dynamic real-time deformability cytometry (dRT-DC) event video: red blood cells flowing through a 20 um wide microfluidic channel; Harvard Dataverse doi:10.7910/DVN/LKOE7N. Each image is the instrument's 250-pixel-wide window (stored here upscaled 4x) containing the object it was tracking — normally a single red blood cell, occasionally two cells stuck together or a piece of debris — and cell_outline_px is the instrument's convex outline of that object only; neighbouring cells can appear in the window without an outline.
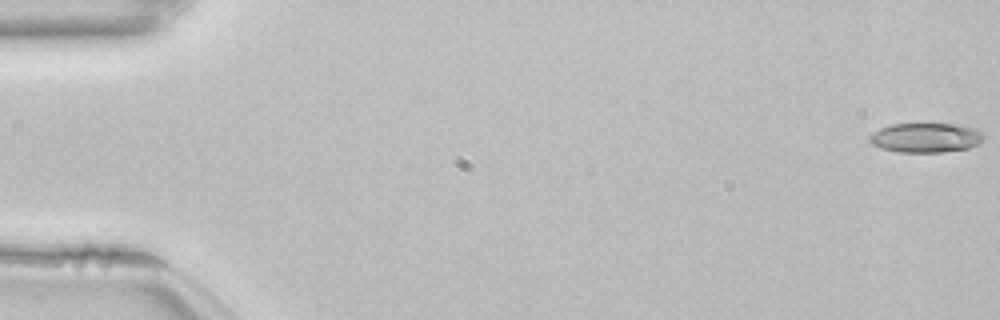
{"species": "common noctule bat (a hibernating species)", "species_latin": "Nyctalus noctula", "temperature_condition": "room temperature", "stored_images_in_passage": 54, "camera_frame_rate_fps": 3000, "um_per_image_px": 0.085, "animal": {"sex": "female", "body_mass_g": 22.7, "forearm_length_mm": 54.2}, "frame": {"image": 1, "passage_image": 1, "time_ms": 0.0, "image_size_px": [1000, 320], "cell_outline_px": [[984, 140], [980, 144], [968, 148], [944, 152], [900, 152], [880, 148], [872, 144], [868, 140], [868, 136], [872, 132], [880, 128], [892, 124], [952, 124], [976, 128], [984, 132]], "centroid_in_image_um": [78.71, 11.7], "position_along_channel_um": 6.3, "area_um2": 19.88}}
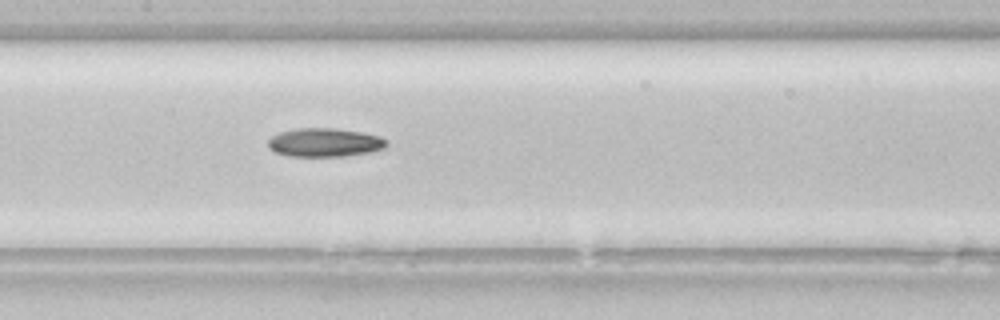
{"frame": {"image": 2, "passage_image": 27, "time_ms": 8.667, "image_size_px": [1000, 320], "cell_outline_px": [[388, 144], [384, 148], [368, 152], [344, 156], [288, 156], [276, 152], [268, 148], [268, 140], [272, 136], [280, 132], [296, 128], [336, 128], [360, 132], [380, 136]], "centroid_in_image_um": [27.56, 12.1], "position_along_channel_um": 179.8, "area_um2": 19.65}}
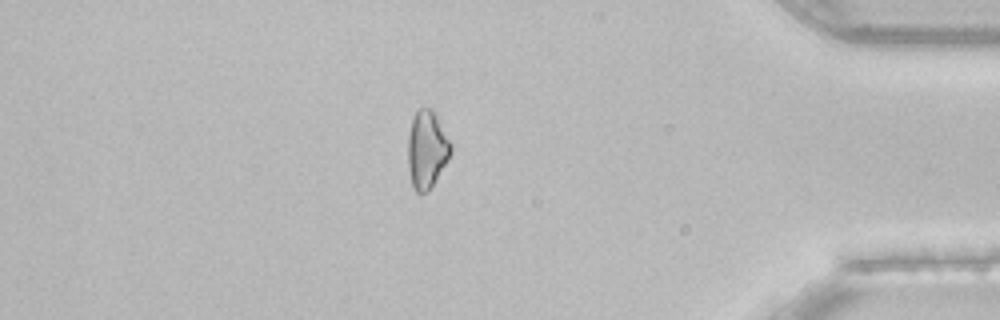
{"frame": {"image": 3, "passage_image": 47, "time_ms": 15.333, "image_size_px": [1000, 320], "cell_outline_px": [[452, 152], [448, 160], [428, 192], [420, 196], [412, 188], [408, 168], [408, 136], [412, 116], [420, 108], [432, 108], [452, 144]], "centroid_in_image_um": [36.27, 12.74], "position_along_channel_um": 398.9, "area_um2": 19.71}, "authors_computed_cell_mechanics": {"area_um2": 19.8543, "velocity_mm_per_s": 3.8493, "shape_relaxation_time_tau1_ms": 9.9009, "shape_relaxation_time_tau2_ms": null, "deformation_change_tau1": 0.185, "deformation_change_tau2": null}}